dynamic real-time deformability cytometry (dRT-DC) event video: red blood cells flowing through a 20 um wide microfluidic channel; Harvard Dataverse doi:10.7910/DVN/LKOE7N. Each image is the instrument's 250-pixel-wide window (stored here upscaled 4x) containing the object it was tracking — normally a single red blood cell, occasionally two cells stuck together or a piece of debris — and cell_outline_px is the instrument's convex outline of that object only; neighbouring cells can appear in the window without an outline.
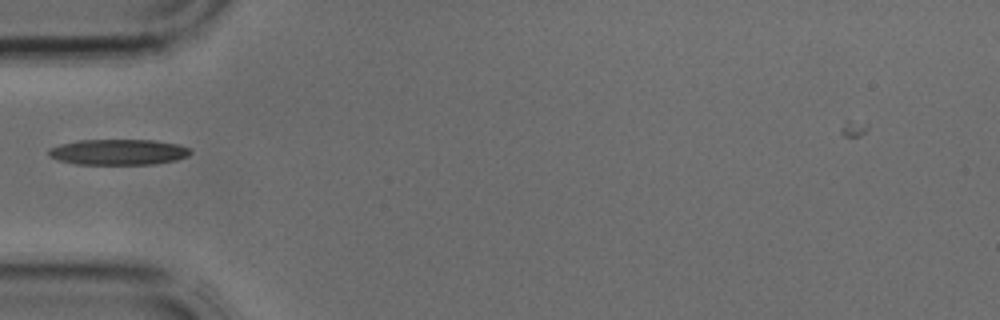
{"species": "common noctule bat (a hibernating species)", "species_latin": "Nyctalus noctula", "temperature_condition": "cold", "stored_images_in_passage": 4, "camera_frame_rate_fps": 3000, "um_per_image_px": 0.085, "animal": {"sex": "male", "body_mass_g": 17.9, "forearm_length_mm": 54.2}, "frame": {"image": 1, "passage_image": 4, "time_ms": 1.0, "image_size_px": [1000, 320], "cell_outline_px": [[192, 152], [188, 156], [176, 160], [152, 164], [76, 164], [56, 160], [48, 156], [48, 148], [60, 144], [76, 140], [152, 140], [176, 144], [188, 148]], "centroid_in_image_um": [9.99, 12.92], "position_along_channel_um": 75.0, "area_um2": 21.27}}